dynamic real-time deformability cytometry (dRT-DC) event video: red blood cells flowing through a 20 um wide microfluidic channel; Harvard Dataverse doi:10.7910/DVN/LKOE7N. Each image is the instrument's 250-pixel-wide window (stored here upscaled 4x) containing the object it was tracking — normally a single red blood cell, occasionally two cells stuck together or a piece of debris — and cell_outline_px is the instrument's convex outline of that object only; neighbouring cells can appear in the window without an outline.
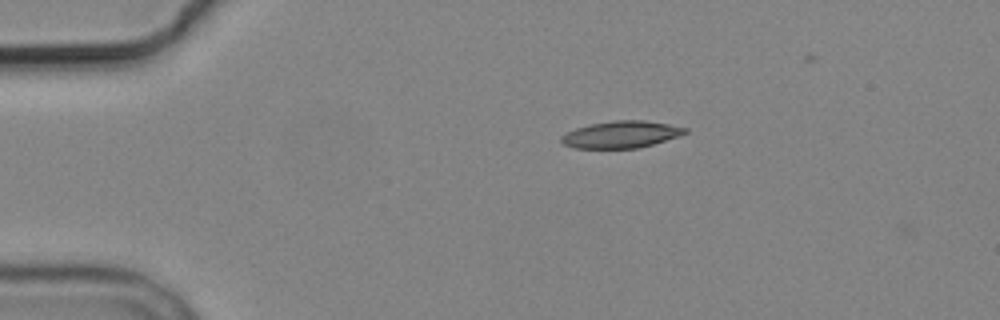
{"species": "common noctule bat (a hibernating species)", "species_latin": "Nyctalus noctula", "temperature_condition": "cold", "stored_images_in_passage": 2, "camera_frame_rate_fps": 3000, "um_per_image_px": 0.085, "animal": {"sex": "male", "body_mass_g": 19.2, "forearm_length_mm": 51.8}, "frame": {"image": 1, "passage_image": 1, "time_ms": 0.0, "image_size_px": [1000, 320], "cell_outline_px": [[688, 132], [680, 136], [652, 144], [636, 148], [576, 148], [564, 144], [560, 140], [560, 136], [576, 128], [588, 124], [612, 120], [644, 120], [668, 124], [688, 128]], "centroid_in_image_um": [52.8, 11.42], "position_along_channel_um": 32.2, "area_um2": 19.42}}